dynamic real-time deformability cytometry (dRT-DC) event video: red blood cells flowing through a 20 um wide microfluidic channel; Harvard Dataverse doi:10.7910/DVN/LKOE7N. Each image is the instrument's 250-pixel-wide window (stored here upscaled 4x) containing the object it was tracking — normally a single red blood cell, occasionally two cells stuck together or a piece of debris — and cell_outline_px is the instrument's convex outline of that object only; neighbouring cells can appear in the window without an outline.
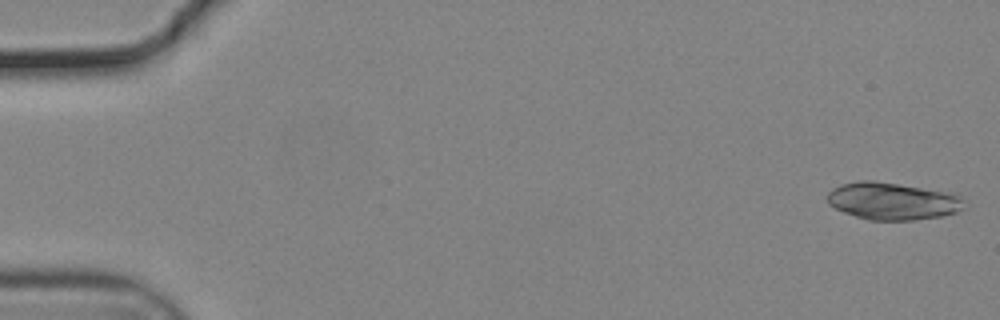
{"species": "common noctule bat (a hibernating species)", "species_latin": "Nyctalus noctula", "temperature_condition": "cold", "stored_images_in_passage": 37, "camera_frame_rate_fps": 3000, "um_per_image_px": 0.085, "animal": {"sex": "male", "body_mass_g": 19.2, "forearm_length_mm": 51.8}, "frame": {"image": 1, "passage_image": 1, "time_ms": 0.0, "image_size_px": [1000, 320], "cell_outline_px": [[968, 200], [964, 208], [956, 212], [940, 216], [912, 220], [868, 220], [844, 212], [828, 204], [828, 192], [832, 188], [840, 184], [860, 180], [872, 180], [956, 192], [964, 196]], "centroid_in_image_um": [75.95, 17.07], "position_along_channel_um": 9.1, "area_um2": 30.35}}
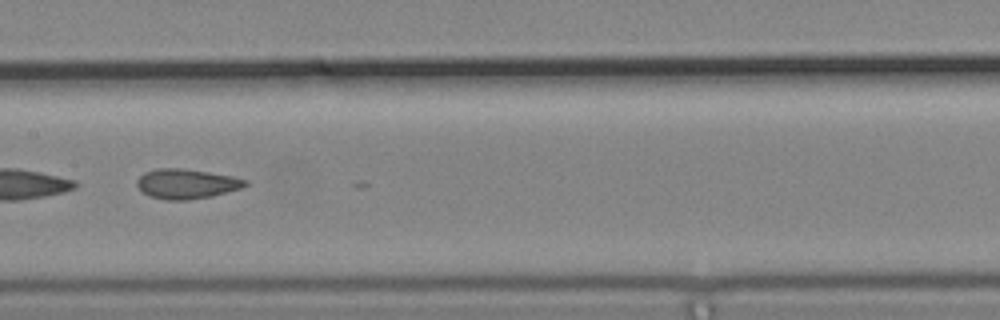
{"frame": {"image": 2, "passage_image": 28, "time_ms": 9.0, "image_size_px": [1000, 320], "cell_outline_px": [[248, 184], [240, 188], [212, 196], [188, 200], [164, 200], [148, 196], [136, 184], [136, 180], [144, 172], [156, 168], [180, 168], [208, 172], [232, 176], [248, 180]], "centroid_in_image_um": [15.83, 15.62], "position_along_channel_um": 191.6, "area_um2": 18.79}}